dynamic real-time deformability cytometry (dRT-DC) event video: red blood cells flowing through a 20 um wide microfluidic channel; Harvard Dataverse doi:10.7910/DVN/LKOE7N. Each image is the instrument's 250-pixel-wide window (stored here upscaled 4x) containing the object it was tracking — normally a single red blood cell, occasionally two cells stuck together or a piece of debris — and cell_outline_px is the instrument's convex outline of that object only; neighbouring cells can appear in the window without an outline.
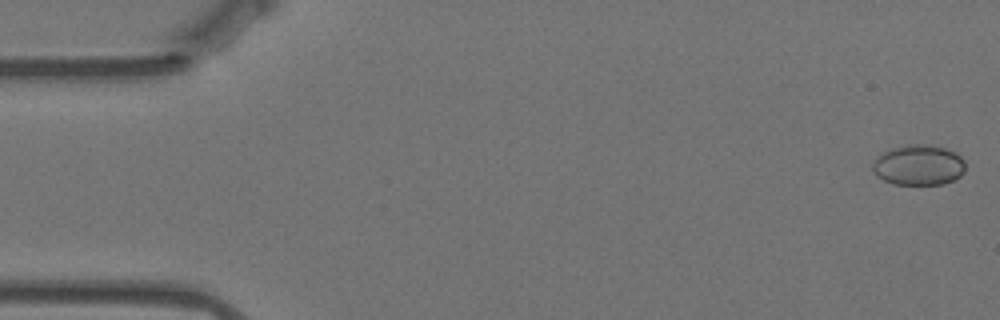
{"species": "Egyptian fruit bat (a non-hibernating species)", "species_latin": "Rousettus aegyptiacus", "temperature_condition": "warm", "stored_images_in_passage": 57, "camera_frame_rate_fps": 3000, "um_per_image_px": 0.085, "animal": {"sex": "female"}, "frame": {"image": 1, "passage_image": 1, "time_ms": 0.0, "image_size_px": [1000, 320], "cell_outline_px": [[964, 172], [960, 176], [944, 184], [892, 184], [876, 176], [872, 172], [872, 160], [884, 152], [892, 148], [908, 144], [928, 144], [944, 148], [956, 152], [964, 160]], "centroid_in_image_um": [78.05, 14.03], "position_along_channel_um": 6.9, "area_um2": 22.02}}
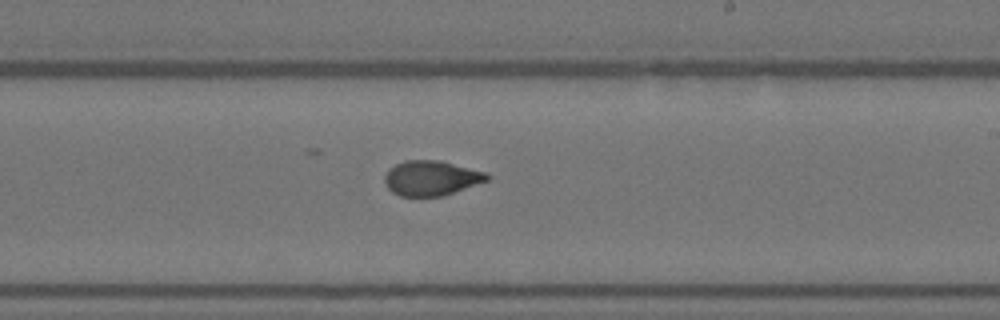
{"frame": {"image": 2, "passage_image": 33, "time_ms": 10.667, "image_size_px": [1000, 320], "cell_outline_px": [[492, 176], [488, 180], [444, 196], [400, 196], [392, 192], [384, 184], [384, 176], [388, 168], [404, 160], [440, 160], [484, 172]], "centroid_in_image_um": [36.62, 15.14], "position_along_channel_um": 252.4, "area_um2": 20.92}}
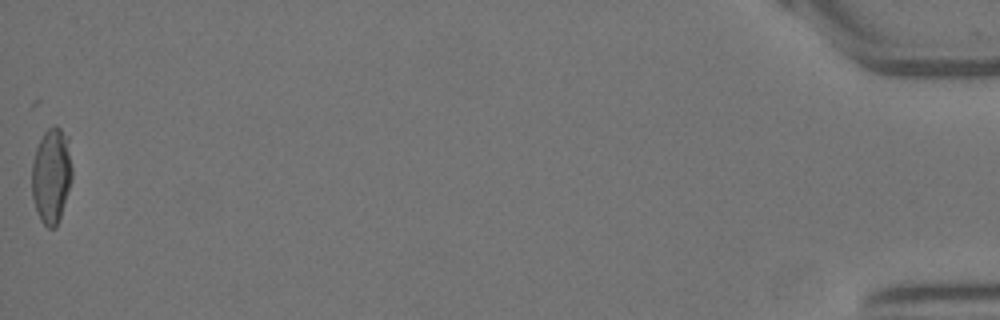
{"frame": {"image": 3, "passage_image": 57, "time_ms": 18.667, "image_size_px": [1000, 320], "cell_outline_px": [[72, 180], [56, 228], [48, 228], [40, 220], [32, 196], [32, 164], [36, 148], [44, 132], [48, 128], [56, 124], [68, 136], [72, 168]], "centroid_in_image_um": [4.38, 14.9], "position_along_channel_um": 430.8, "area_um2": 22.43}, "authors_computed_cell_mechanics": {"area_um2": 21.386, "velocity_mm_per_s": 3.5322, "shape_relaxation_time_tau1_ms": 3.8121, "shape_relaxation_time_tau2_ms": 1.7382, "deformation_change_tau1": 0.1692, "deformation_change_tau2": 0.0661}}